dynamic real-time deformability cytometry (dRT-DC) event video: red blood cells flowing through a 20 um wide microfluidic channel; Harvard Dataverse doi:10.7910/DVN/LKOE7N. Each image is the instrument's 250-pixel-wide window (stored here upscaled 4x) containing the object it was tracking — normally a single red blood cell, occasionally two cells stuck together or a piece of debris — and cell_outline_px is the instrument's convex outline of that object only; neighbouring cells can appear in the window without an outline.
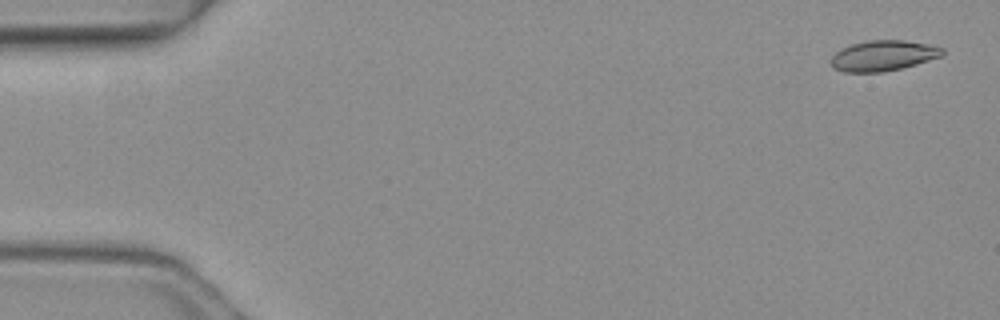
{"species": "common noctule bat (a hibernating species)", "species_latin": "Nyctalus noctula", "temperature_condition": "warm", "stored_images_in_passage": 4, "camera_frame_rate_fps": 3000, "um_per_image_px": 0.085, "animal": {"sex": "female", "body_mass_g": 19.3, "forearm_length_mm": 54.1}, "frame": {"image": 1, "passage_image": 1, "time_ms": 0.0, "image_size_px": [1000, 320], "cell_outline_px": [[944, 52], [940, 56], [916, 64], [900, 68], [880, 72], [844, 72], [832, 68], [828, 60], [840, 48], [852, 44], [868, 40], [904, 40], [928, 44], [944, 48]], "centroid_in_image_um": [75.01, 4.73], "position_along_channel_um": 10.0, "area_um2": 19.83}}